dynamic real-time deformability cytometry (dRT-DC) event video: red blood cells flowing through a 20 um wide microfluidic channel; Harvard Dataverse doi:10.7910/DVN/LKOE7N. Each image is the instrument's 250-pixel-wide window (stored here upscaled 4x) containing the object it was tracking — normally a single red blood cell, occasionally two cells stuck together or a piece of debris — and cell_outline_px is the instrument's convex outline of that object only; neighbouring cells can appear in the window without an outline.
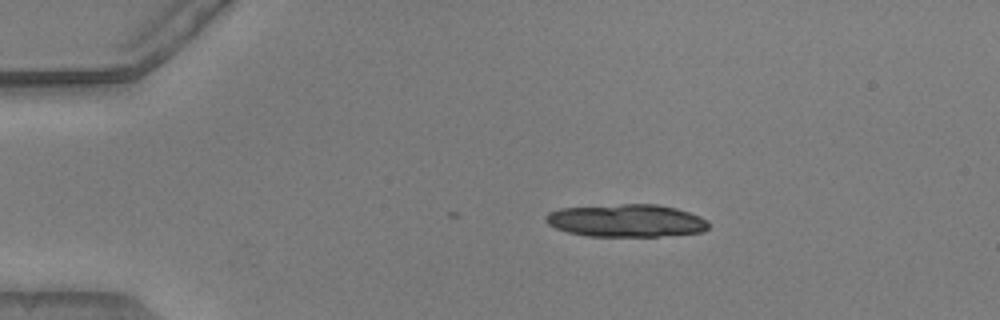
{"species": "common noctule bat (a hibernating species)", "species_latin": "Nyctalus noctula", "temperature_condition": "warm", "stored_images_in_passage": 17, "camera_frame_rate_fps": 3000, "um_per_image_px": 0.085, "animal": {"sex": "male", "body_mass_g": 20.5, "forearm_length_mm": 52.5}, "frame": {"image": 1, "passage_image": 1, "time_ms": 0.0, "image_size_px": [1000, 320], "cell_outline_px": [[708, 228], [704, 232], [660, 236], [588, 236], [568, 232], [556, 228], [548, 224], [544, 220], [544, 216], [548, 212], [560, 208], [620, 204], [656, 204], [676, 208], [700, 216], [708, 220]], "centroid_in_image_um": [53.23, 18.75], "position_along_channel_um": 31.8, "area_um2": 31.15}}